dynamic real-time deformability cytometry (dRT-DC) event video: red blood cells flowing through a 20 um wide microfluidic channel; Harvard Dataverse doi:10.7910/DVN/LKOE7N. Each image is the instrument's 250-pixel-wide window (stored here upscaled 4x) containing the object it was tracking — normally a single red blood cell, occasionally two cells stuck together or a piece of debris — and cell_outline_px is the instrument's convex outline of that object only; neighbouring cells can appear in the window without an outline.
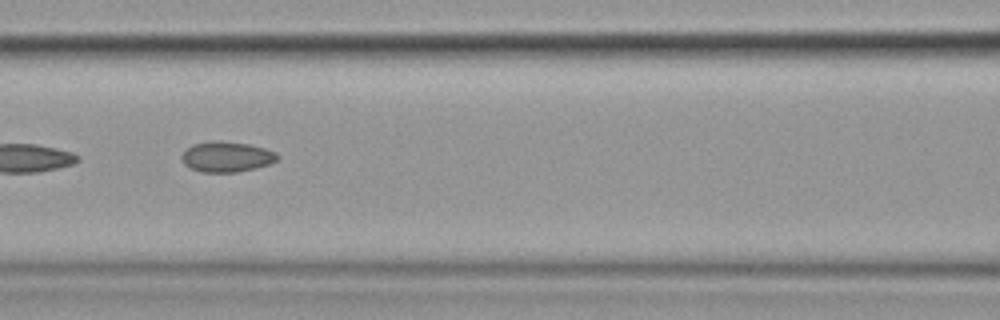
{"species": "common noctule bat (a hibernating species)", "species_latin": "Nyctalus noctula", "temperature_condition": "cold", "stored_images_in_passage": 14, "camera_frame_rate_fps": 3000, "um_per_image_px": 0.085, "animal": {"sex": "female", "body_mass_g": 19.9}, "frame": {"image": 1, "passage_image": 7, "time_ms": 8.0, "image_size_px": [1000, 320], "cell_outline_px": [[280, 156], [276, 160], [268, 164], [256, 168], [236, 172], [200, 172], [188, 168], [184, 164], [180, 156], [192, 144], [212, 140], [220, 140], [248, 144], [264, 148], [276, 152]], "centroid_in_image_um": [19.23, 13.32], "position_along_channel_um": 147.4, "area_um2": 17.11}}
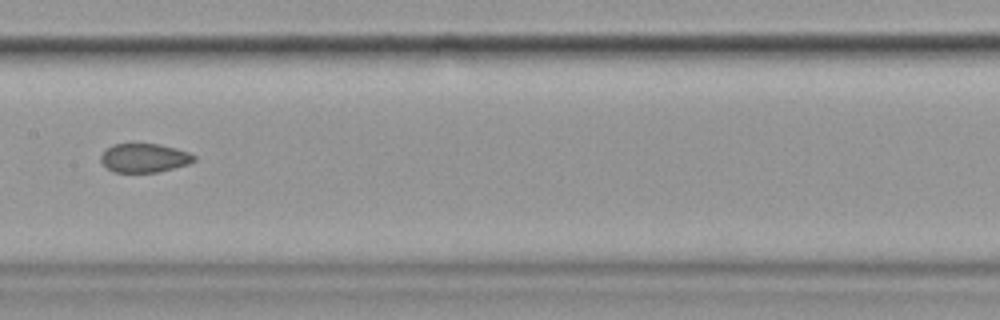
{"frame": {"image": 2, "passage_image": 8, "time_ms": 9.333, "image_size_px": [1000, 320], "cell_outline_px": [[196, 160], [188, 164], [156, 172], [116, 172], [108, 168], [100, 160], [100, 156], [112, 144], [160, 144], [176, 148], [188, 152], [196, 156]], "centroid_in_image_um": [12.29, 13.42], "position_along_channel_um": 195.1, "area_um2": 15.49}, "authors_computed_cell_mechanics": {"area_um2": 17.4556, "velocity_mm_per_s": 3.5866, "shape_relaxation_time_tau1_ms": null, "shape_relaxation_time_tau2_ms": 5.8278, "deformation_change_tau1": null, "deformation_change_tau2": 0.0801}}